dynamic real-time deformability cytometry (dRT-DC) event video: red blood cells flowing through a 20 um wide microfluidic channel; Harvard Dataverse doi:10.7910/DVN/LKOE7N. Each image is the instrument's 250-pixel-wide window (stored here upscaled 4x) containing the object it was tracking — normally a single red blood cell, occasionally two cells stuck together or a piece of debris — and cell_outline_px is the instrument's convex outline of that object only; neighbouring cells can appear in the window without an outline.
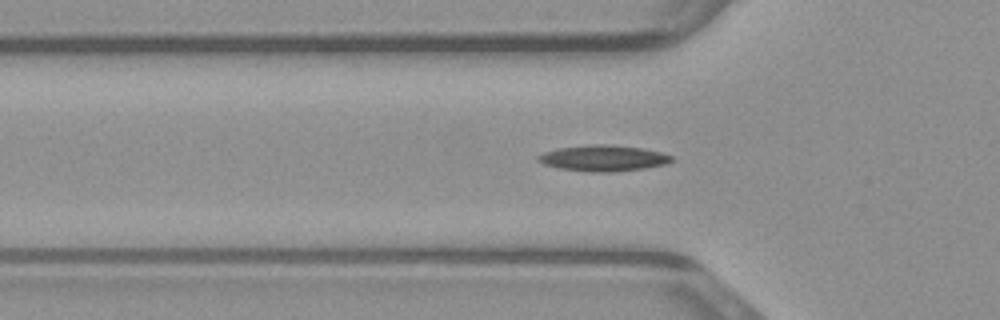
{"species": "common noctule bat (a hibernating species)", "species_latin": "Nyctalus noctula", "temperature_condition": "warm", "stored_images_in_passage": 37, "camera_frame_rate_fps": 3000, "um_per_image_px": 0.085, "animal": {"sex": "male", "body_mass_g": 23.1, "forearm_length_mm": 52.7}, "frame": {"image": 1, "passage_image": 3, "time_ms": 0.667, "image_size_px": [1000, 320], "cell_outline_px": [[676, 160], [664, 164], [644, 168], [612, 172], [592, 172], [560, 168], [544, 164], [536, 160], [536, 156], [544, 152], [556, 148], [596, 144], [608, 144], [640, 148], [660, 152], [672, 156]], "centroid_in_image_um": [51.26, 13.44], "position_along_channel_um": 74.5, "area_um2": 20.11}}
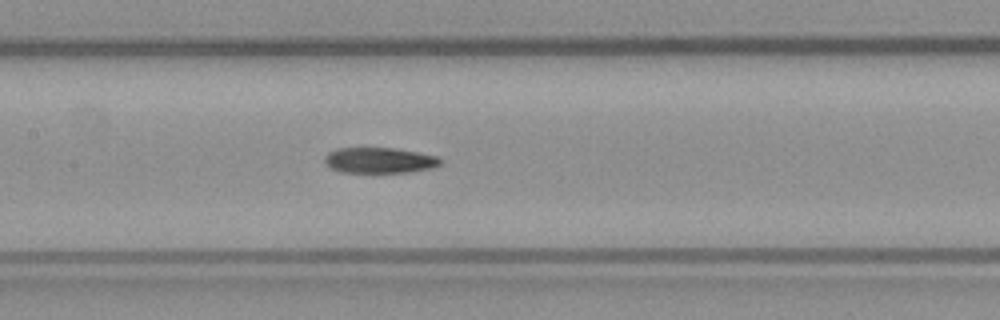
{"frame": {"image": 2, "passage_image": 10, "time_ms": 3.0, "image_size_px": [1000, 320], "cell_outline_px": [[444, 160], [440, 164], [432, 168], [408, 172], [340, 172], [324, 164], [324, 156], [328, 152], [336, 148], [396, 148], [436, 156]], "centroid_in_image_um": [32.23, 13.62], "position_along_channel_um": 175.2, "area_um2": 17.34}}
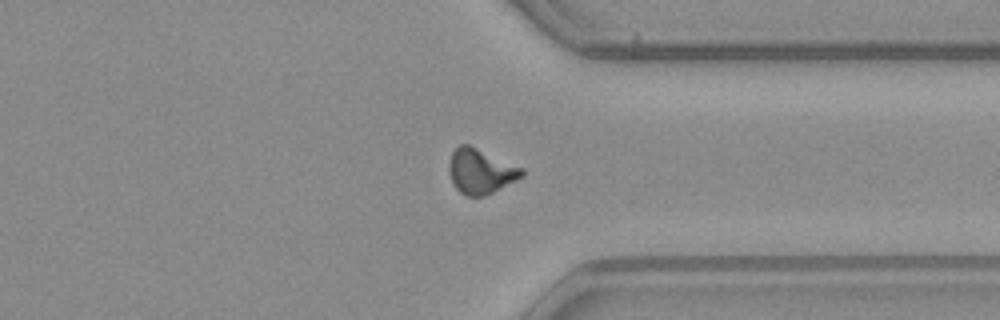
{"frame": {"image": 3, "passage_image": 24, "time_ms": 7.667, "image_size_px": [1000, 320], "cell_outline_px": [[524, 176], [484, 196], [468, 196], [460, 192], [452, 184], [448, 172], [448, 164], [452, 152], [460, 144], [468, 144], [524, 168]], "centroid_in_image_um": [40.83, 14.55], "position_along_channel_um": 370.6, "area_um2": 19.07}}